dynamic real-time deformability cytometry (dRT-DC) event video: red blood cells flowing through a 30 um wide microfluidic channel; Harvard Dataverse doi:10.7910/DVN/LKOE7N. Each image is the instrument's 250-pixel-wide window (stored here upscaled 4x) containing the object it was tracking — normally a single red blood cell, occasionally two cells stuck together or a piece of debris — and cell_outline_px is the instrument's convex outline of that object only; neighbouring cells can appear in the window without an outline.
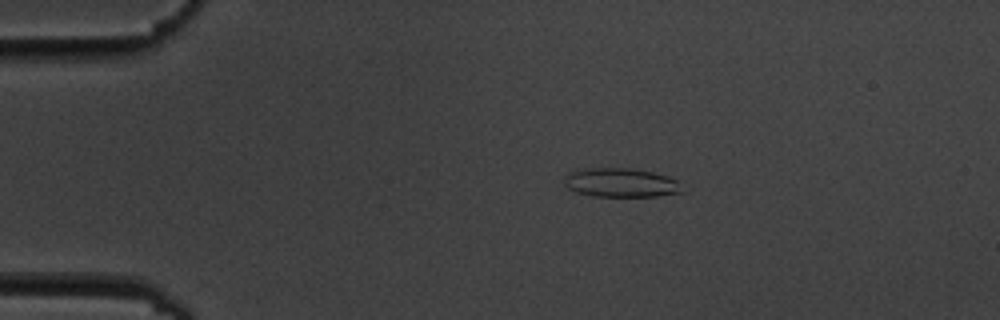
{"species": "common noctule bat (a hibernating species)", "species_latin": "Nyctalus noctula", "temperature_condition": "cold", "stored_images_in_passage": 5, "camera_frame_rate_fps": 3000, "um_per_image_px": 0.085, "animal": {"sex": "male", "body_mass_g": 19.5, "forearm_length_mm": 54.6}, "frame": {"image": 1, "passage_image": 4, "time_ms": 3.667, "image_size_px": [1000, 320], "cell_outline_px": [[684, 192], [656, 196], [592, 196], [576, 192], [568, 188], [564, 184], [564, 176], [572, 168], [632, 168], [652, 172], [668, 176], [676, 180]], "centroid_in_image_um": [52.7, 15.51], "position_along_channel_um": 32.3, "area_um2": 20.17}}